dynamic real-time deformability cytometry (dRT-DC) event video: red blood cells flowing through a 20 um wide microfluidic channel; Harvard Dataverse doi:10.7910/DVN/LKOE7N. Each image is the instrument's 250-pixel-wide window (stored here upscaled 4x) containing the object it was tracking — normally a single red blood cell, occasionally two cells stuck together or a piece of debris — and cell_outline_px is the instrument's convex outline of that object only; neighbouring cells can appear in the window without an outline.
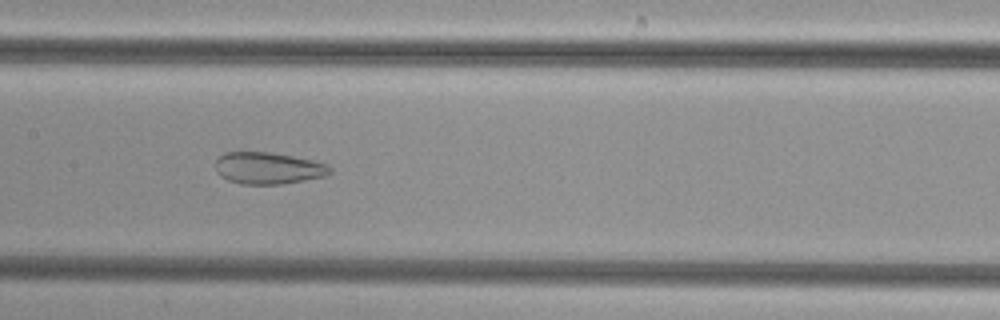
{"species": "common noctule bat (a hibernating species)", "species_latin": "Nyctalus noctula", "temperature_condition": "cold", "stored_images_in_passage": 50, "camera_frame_rate_fps": 3000, "um_per_image_px": 0.085, "animal": {"sex": "female", "body_mass_g": 29.2, "forearm_length_mm": 56.3}, "frame": {"image": 1, "passage_image": 24, "time_ms": 7.667, "image_size_px": [1000, 320], "cell_outline_px": [[332, 172], [324, 176], [304, 180], [280, 184], [240, 184], [228, 180], [220, 176], [216, 172], [216, 160], [224, 152], [272, 152], [312, 160], [328, 164], [332, 168]], "centroid_in_image_um": [22.79, 14.29], "position_along_channel_um": 184.6, "area_um2": 21.27}}
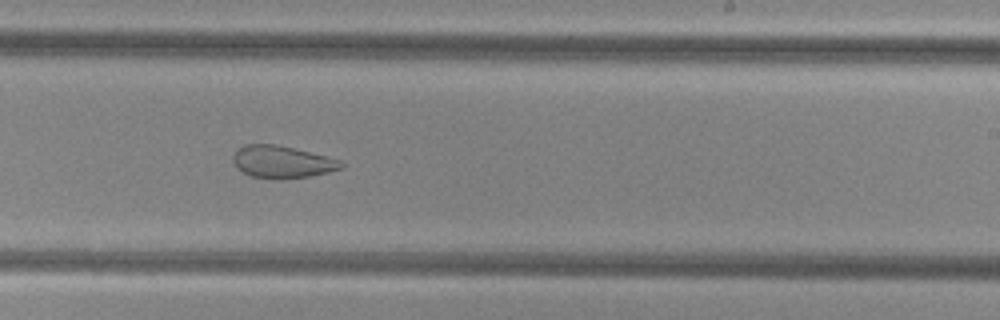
{"frame": {"image": 2, "passage_image": 30, "time_ms": 9.667, "image_size_px": [1000, 320], "cell_outline_px": [[344, 168], [328, 172], [308, 176], [252, 176], [236, 168], [232, 160], [232, 156], [236, 148], [244, 144], [276, 144], [340, 160], [344, 164]], "centroid_in_image_um": [23.93, 13.71], "position_along_channel_um": 265.1, "area_um2": 19.54}}
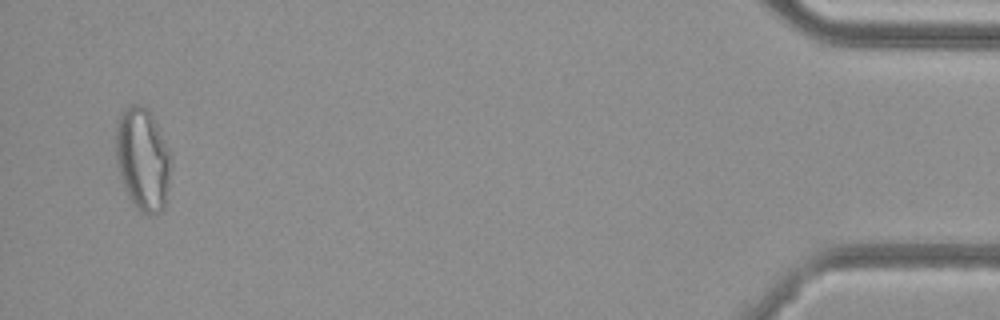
{"frame": {"image": 3, "passage_image": 48, "time_ms": 15.667, "image_size_px": [1000, 320], "cell_outline_px": [[172, 160], [168, 188], [164, 208], [160, 212], [152, 216], [144, 216], [136, 208], [128, 196], [124, 188], [120, 176], [116, 160], [116, 124], [120, 112], [124, 108], [132, 104], [140, 104], [152, 116], [172, 156]], "centroid_in_image_um": [12.13, 13.58], "position_along_channel_um": 423.1, "area_um2": 33.35}}